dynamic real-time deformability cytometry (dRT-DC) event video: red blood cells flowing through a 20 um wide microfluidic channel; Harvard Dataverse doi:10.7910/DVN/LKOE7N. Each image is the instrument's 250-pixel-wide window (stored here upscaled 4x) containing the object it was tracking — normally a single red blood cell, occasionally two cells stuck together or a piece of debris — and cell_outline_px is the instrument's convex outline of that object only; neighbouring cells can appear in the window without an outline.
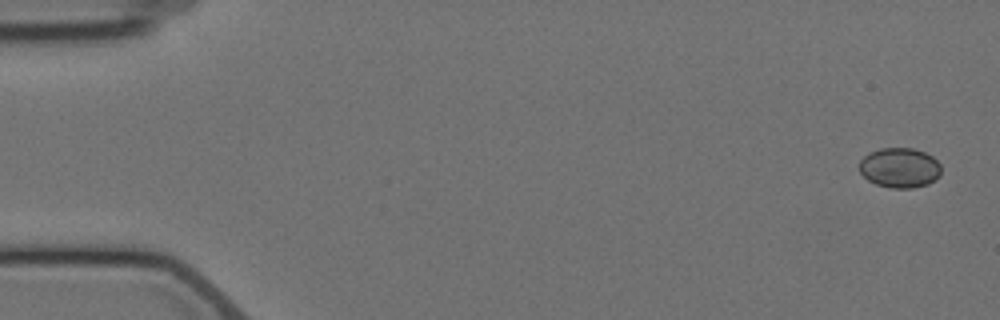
{"species": "Egyptian fruit bat (a non-hibernating species)", "species_latin": "Rousettus aegyptiacus", "temperature_condition": "cold", "stored_images_in_passage": 5, "camera_frame_rate_fps": 3000, "um_per_image_px": 0.085, "animal": {"sex": "female"}, "frame": {"image": 1, "passage_image": 1, "time_ms": 0.0, "image_size_px": [1000, 320], "cell_outline_px": [[940, 176], [928, 184], [912, 188], [892, 188], [876, 184], [868, 180], [860, 172], [860, 160], [868, 152], [880, 148], [912, 148], [924, 152], [932, 156], [940, 164]], "centroid_in_image_um": [76.47, 14.25], "position_along_channel_um": 8.5, "area_um2": 19.07}}
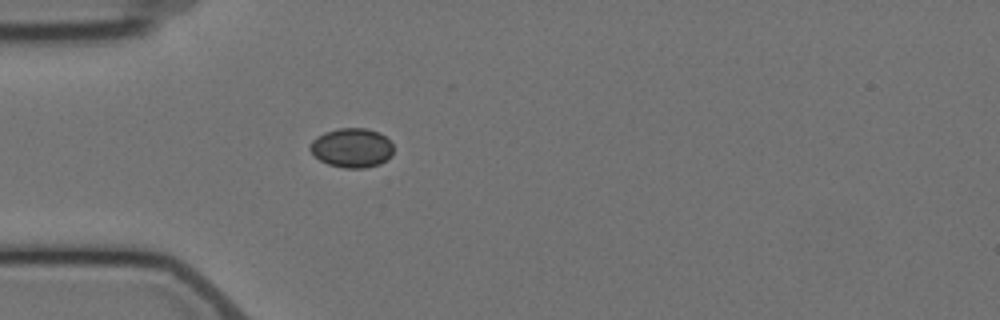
{"frame": {"image": 2, "passage_image": 5, "time_ms": 5.0, "image_size_px": [1000, 320], "cell_outline_px": [[392, 156], [380, 164], [364, 168], [344, 168], [328, 164], [320, 160], [308, 148], [312, 140], [316, 136], [324, 132], [340, 128], [368, 128], [380, 132], [392, 144]], "centroid_in_image_um": [29.9, 12.56], "position_along_channel_um": 55.1, "area_um2": 19.19}}